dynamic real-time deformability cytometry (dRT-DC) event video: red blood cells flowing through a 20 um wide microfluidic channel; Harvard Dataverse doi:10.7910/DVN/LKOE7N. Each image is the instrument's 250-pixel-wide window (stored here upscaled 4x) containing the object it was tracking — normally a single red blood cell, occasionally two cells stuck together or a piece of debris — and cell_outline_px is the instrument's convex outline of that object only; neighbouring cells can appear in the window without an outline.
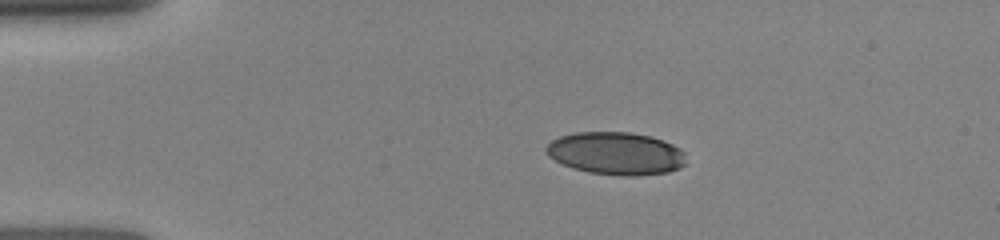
{"species": "human", "species_latin": "Homo sapiens", "temperature_condition": "room temperature", "stored_images_in_passage": 15, "camera_frame_rate_fps": 3000, "um_per_image_px": 0.085, "donor": {"sex": "female"}, "frame": {"image": 1, "passage_image": 1, "time_ms": 0.0, "image_size_px": [1000, 240], "cell_outline_px": [[684, 164], [680, 168], [668, 172], [632, 176], [620, 176], [588, 172], [572, 168], [548, 156], [544, 148], [552, 140], [560, 136], [576, 132], [632, 132], [652, 136], [664, 140], [680, 148], [684, 152]], "centroid_in_image_um": [52.36, 13.03], "position_along_channel_um": 32.6, "area_um2": 34.91}}
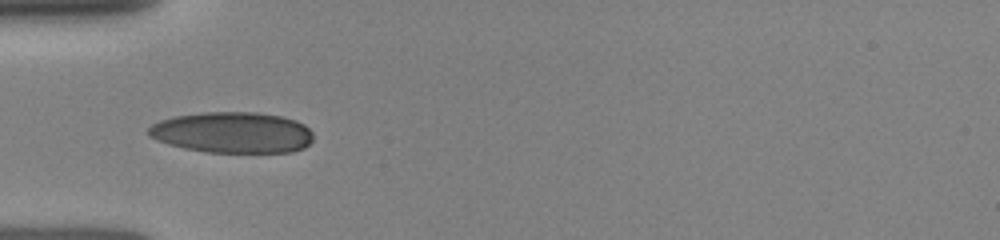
{"frame": {"image": 2, "passage_image": 10, "time_ms": 2.0, "image_size_px": [1000, 240], "cell_outline_px": [[312, 140], [304, 148], [292, 152], [204, 152], [184, 148], [168, 144], [156, 140], [148, 136], [148, 128], [152, 124], [160, 120], [172, 116], [200, 112], [256, 112], [280, 116], [296, 120], [304, 124], [312, 132]], "centroid_in_image_um": [19.73, 11.26], "position_along_channel_um": 65.3, "area_um2": 39.65}}
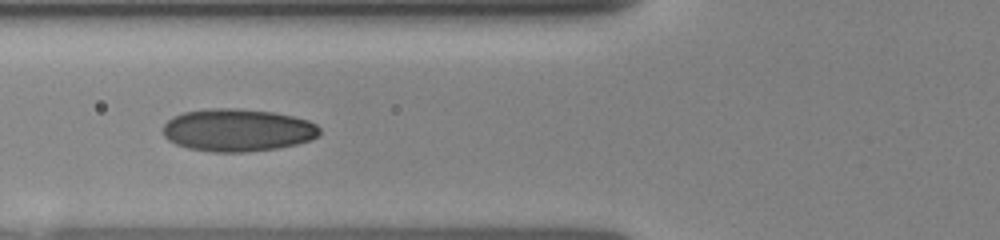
{"frame": {"image": 3, "passage_image": 14, "time_ms": 3.0, "image_size_px": [1000, 240], "cell_outline_px": [[320, 136], [312, 140], [296, 144], [276, 148], [244, 152], [212, 152], [188, 148], [176, 144], [168, 140], [164, 136], [164, 124], [172, 116], [184, 112], [208, 108], [236, 108], [272, 112], [292, 116], [308, 120], [316, 124], [320, 128]], "centroid_in_image_um": [20.2, 11.06], "position_along_channel_um": 105.6, "area_um2": 39.02}}